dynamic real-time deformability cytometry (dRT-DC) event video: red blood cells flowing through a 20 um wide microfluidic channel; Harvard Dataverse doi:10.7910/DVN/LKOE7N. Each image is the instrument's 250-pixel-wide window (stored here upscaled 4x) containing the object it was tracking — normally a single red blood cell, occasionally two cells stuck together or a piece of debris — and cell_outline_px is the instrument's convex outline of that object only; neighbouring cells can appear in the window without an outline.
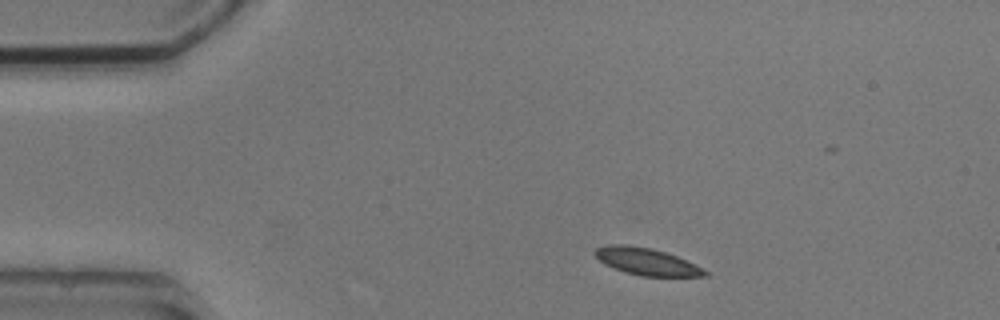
{"species": "common noctule bat (a hibernating species)", "species_latin": "Nyctalus noctula", "temperature_condition": "cold", "stored_images_in_passage": 13, "camera_frame_rate_fps": 3000, "um_per_image_px": 0.085, "animal": {"sex": "male", "body_mass_g": 20.5, "forearm_length_mm": 52.5}, "frame": {"image": 1, "passage_image": 1, "time_ms": 0.0, "image_size_px": [1000, 320], "cell_outline_px": [[708, 276], [640, 276], [624, 272], [604, 264], [592, 252], [596, 248], [608, 244], [628, 244], [652, 248], [676, 256], [708, 272]], "centroid_in_image_um": [54.88, 22.22], "position_along_channel_um": 30.1, "area_um2": 17.17}}
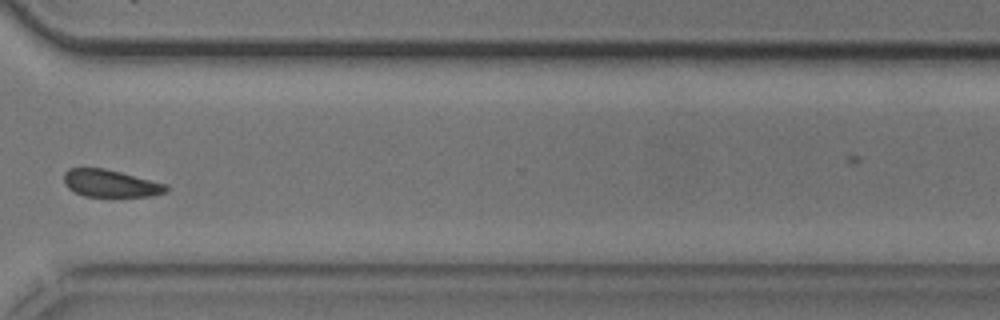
{"frame": {"image": 2, "passage_image": 10, "time_ms": 10.333, "image_size_px": [1000, 320], "cell_outline_px": [[168, 192], [152, 196], [84, 196], [68, 188], [64, 184], [64, 172], [68, 168], [104, 168], [168, 184]], "centroid_in_image_um": [9.41, 15.58], "position_along_channel_um": 361.2, "area_um2": 16.3}}
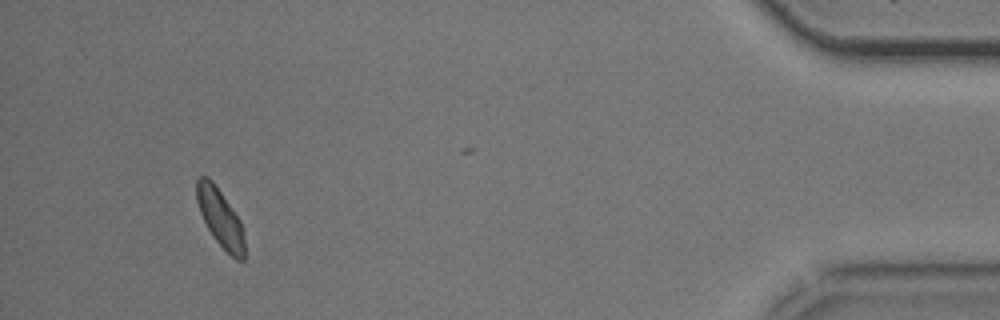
{"frame": {"image": 3, "passage_image": 12, "time_ms": 13.667, "image_size_px": [1000, 320], "cell_outline_px": [[244, 260], [236, 260], [212, 236], [200, 212], [196, 200], [196, 180], [200, 176], [208, 176], [212, 180], [240, 220], [244, 232]], "centroid_in_image_um": [18.71, 18.5], "position_along_channel_um": 416.5, "area_um2": 15.95}, "authors_computed_cell_mechanics": {"area_um2": 17.2822, "velocity_mm_per_s": 3.7265, "shape_relaxation_time_tau1_ms": 2.201, "shape_relaxation_time_tau2_ms": 10.3656, "deformation_change_tau1": 0.0492, "deformation_change_tau2": 0.104}}